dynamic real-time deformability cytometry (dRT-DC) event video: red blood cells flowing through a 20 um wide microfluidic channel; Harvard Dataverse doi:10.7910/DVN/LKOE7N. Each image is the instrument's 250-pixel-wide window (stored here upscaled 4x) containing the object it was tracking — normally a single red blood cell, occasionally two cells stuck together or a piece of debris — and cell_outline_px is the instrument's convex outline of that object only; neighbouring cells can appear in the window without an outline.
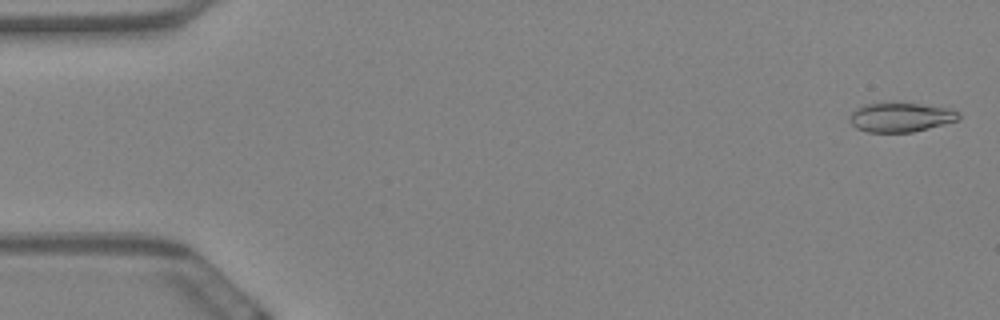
{"species": "Egyptian fruit bat (a non-hibernating species)", "species_latin": "Rousettus aegyptiacus", "temperature_condition": "warm", "stored_images_in_passage": 60, "camera_frame_rate_fps": 3000, "um_per_image_px": 0.085, "animal": {"sex": "female"}, "frame": {"image": 1, "passage_image": 2, "time_ms": 0.333, "image_size_px": [1000, 320], "cell_outline_px": [[960, 116], [956, 120], [928, 128], [912, 132], [868, 132], [856, 128], [848, 120], [848, 116], [856, 108], [864, 104], [920, 104], [948, 108], [960, 112]], "centroid_in_image_um": [76.51, 9.98], "position_along_channel_um": 8.5, "area_um2": 18.26}}
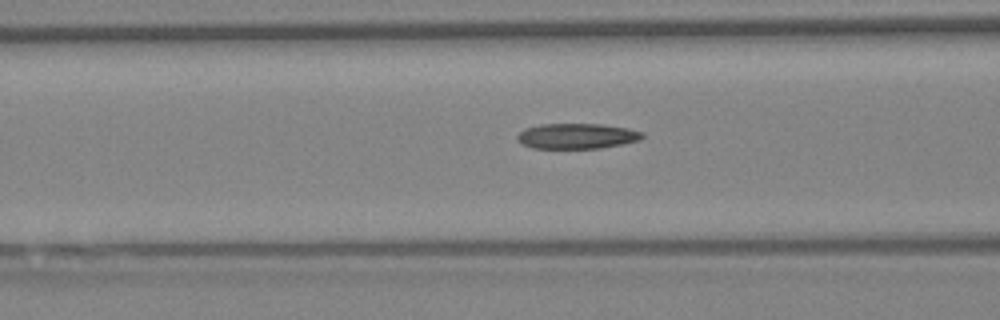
{"frame": {"image": 2, "passage_image": 24, "time_ms": 7.667, "image_size_px": [1000, 320], "cell_outline_px": [[644, 136], [640, 140], [624, 144], [600, 148], [532, 148], [516, 140], [516, 136], [524, 128], [540, 124], [604, 124], [628, 128], [644, 132]], "centroid_in_image_um": [49.06, 11.56], "position_along_channel_um": 117.5, "area_um2": 18.67}}
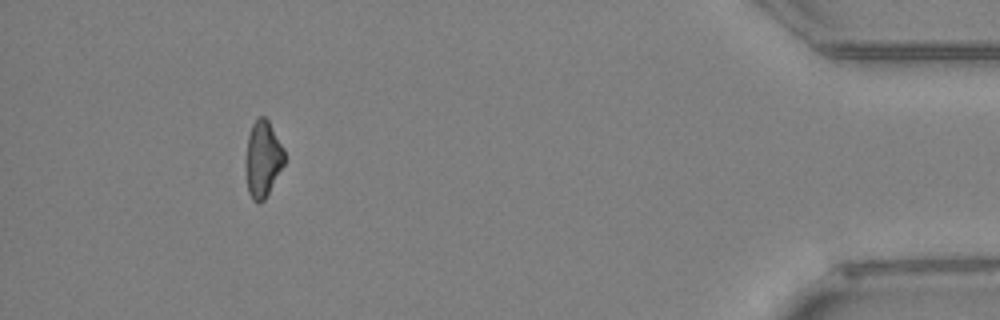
{"frame": {"image": 3, "passage_image": 55, "time_ms": 18.0, "image_size_px": [1000, 320], "cell_outline_px": [[284, 164], [264, 200], [260, 204], [252, 200], [248, 192], [244, 168], [244, 164], [248, 136], [252, 124], [260, 116], [264, 116], [268, 120], [284, 148]], "centroid_in_image_um": [22.31, 13.53], "position_along_channel_um": 412.9, "area_um2": 17.4}, "authors_computed_cell_mechanics": {"area_um2": 18.3804, "velocity_mm_per_s": 3.4645, "shape_relaxation_time_tau1_ms": null, "shape_relaxation_time_tau2_ms": 6.4679, "deformation_change_tau1": null, "deformation_change_tau2": 0.1673}}